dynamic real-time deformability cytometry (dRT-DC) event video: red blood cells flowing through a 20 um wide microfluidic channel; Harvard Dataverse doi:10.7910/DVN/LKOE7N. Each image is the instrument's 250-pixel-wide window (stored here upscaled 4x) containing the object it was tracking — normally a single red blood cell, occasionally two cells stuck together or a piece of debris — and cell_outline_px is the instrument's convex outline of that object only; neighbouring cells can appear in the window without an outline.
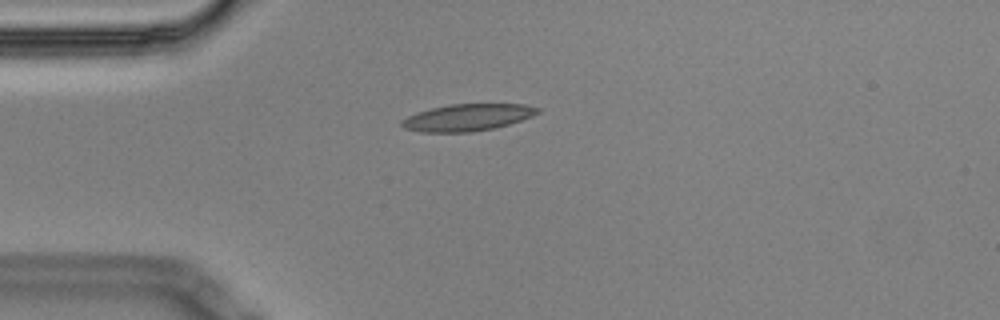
{"species": "Egyptian fruit bat (a non-hibernating species)", "species_latin": "Rousettus aegyptiacus", "temperature_condition": "cold", "stored_images_in_passage": 14, "camera_frame_rate_fps": 3000, "um_per_image_px": 0.085, "animal": {"sex": "male"}, "frame": {"image": 1, "passage_image": 3, "time_ms": 0.667, "image_size_px": [1000, 320], "cell_outline_px": [[540, 112], [532, 116], [496, 128], [472, 132], [420, 132], [404, 128], [400, 124], [400, 120], [416, 112], [448, 104], [524, 104], [540, 108]], "centroid_in_image_um": [39.71, 9.98], "position_along_channel_um": 45.3, "area_um2": 21.39}}
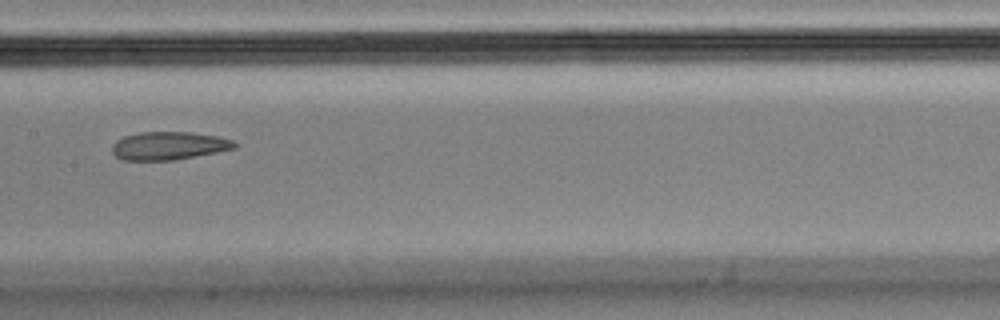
{"frame": {"image": 2, "passage_image": 7, "time_ms": 2.0, "image_size_px": [1000, 320], "cell_outline_px": [[236, 148], [216, 152], [172, 160], [124, 160], [116, 156], [112, 152], [112, 144], [116, 140], [124, 136], [140, 132], [188, 132], [216, 136], [232, 140], [236, 144]], "centroid_in_image_um": [14.3, 12.38], "position_along_channel_um": 193.1, "area_um2": 19.83}}
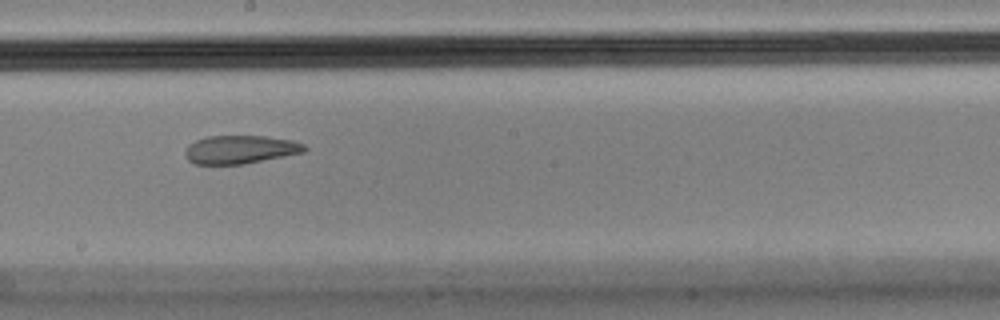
{"frame": {"image": 3, "passage_image": 8, "time_ms": 2.333, "image_size_px": [1000, 320], "cell_outline_px": [[308, 148], [304, 152], [244, 164], [192, 164], [184, 156], [184, 152], [188, 144], [196, 140], [208, 136], [264, 136], [292, 140], [304, 144]], "centroid_in_image_um": [20.39, 12.71], "position_along_channel_um": 227.8, "area_um2": 19.77}}